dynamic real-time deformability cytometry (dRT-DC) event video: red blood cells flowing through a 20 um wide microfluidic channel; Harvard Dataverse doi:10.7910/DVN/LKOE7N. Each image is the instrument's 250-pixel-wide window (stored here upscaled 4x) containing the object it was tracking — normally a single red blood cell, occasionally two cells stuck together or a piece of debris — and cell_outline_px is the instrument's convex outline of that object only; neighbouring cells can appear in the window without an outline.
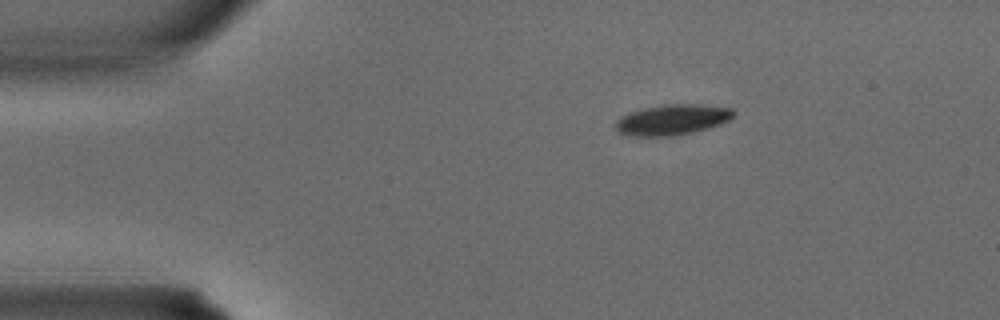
{"species": "common noctule bat (a hibernating species)", "species_latin": "Nyctalus noctula", "temperature_condition": "warm", "stored_images_in_passage": 29, "camera_frame_rate_fps": 3000, "um_per_image_px": 0.085, "animal": {"sex": "male", "body_mass_g": 15.6}, "frame": {"image": 1, "passage_image": 1, "time_ms": 0.0, "image_size_px": [1000, 320], "cell_outline_px": [[736, 112], [728, 120], [720, 124], [708, 128], [676, 136], [628, 136], [620, 132], [616, 128], [616, 120], [620, 116], [628, 112], [644, 108], [664, 104], [700, 104], [732, 108]], "centroid_in_image_um": [57.13, 10.17], "position_along_channel_um": 27.9, "area_um2": 21.1}}
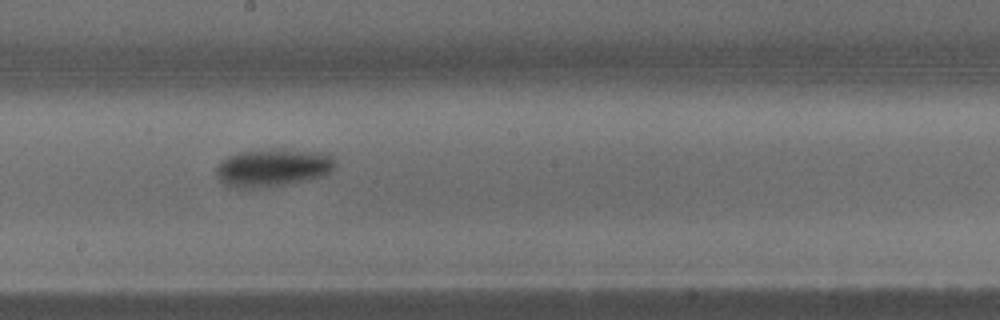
{"frame": {"image": 2, "passage_image": 14, "time_ms": 4.333, "image_size_px": [1000, 320], "cell_outline_px": [[336, 164], [324, 176], [308, 180], [268, 188], [228, 188], [216, 176], [216, 164], [220, 160], [228, 156], [240, 152], [280, 148], [328, 152], [332, 156]], "centroid_in_image_um": [23.18, 14.25], "position_along_channel_um": 225.0, "area_um2": 26.99}}
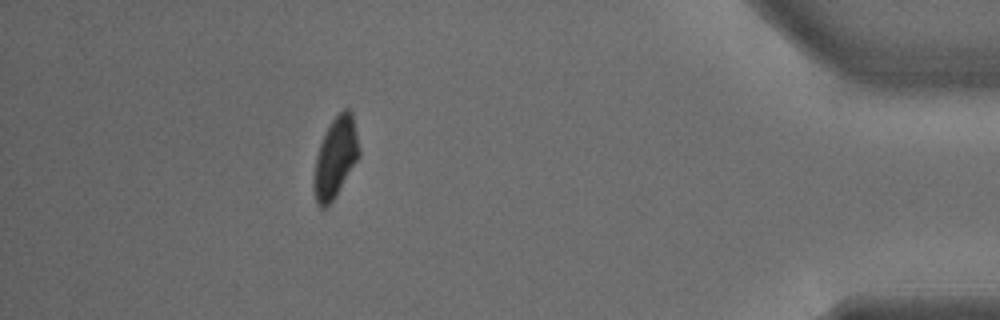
{"frame": {"image": 3, "passage_image": 26, "time_ms": 8.333, "image_size_px": [1000, 320], "cell_outline_px": [[360, 156], [336, 196], [324, 208], [320, 208], [316, 204], [312, 188], [312, 184], [316, 156], [320, 144], [332, 120], [344, 108], [348, 108], [352, 112], [360, 152]], "centroid_in_image_um": [28.5, 13.44], "position_along_channel_um": 406.7, "area_um2": 21.15}}